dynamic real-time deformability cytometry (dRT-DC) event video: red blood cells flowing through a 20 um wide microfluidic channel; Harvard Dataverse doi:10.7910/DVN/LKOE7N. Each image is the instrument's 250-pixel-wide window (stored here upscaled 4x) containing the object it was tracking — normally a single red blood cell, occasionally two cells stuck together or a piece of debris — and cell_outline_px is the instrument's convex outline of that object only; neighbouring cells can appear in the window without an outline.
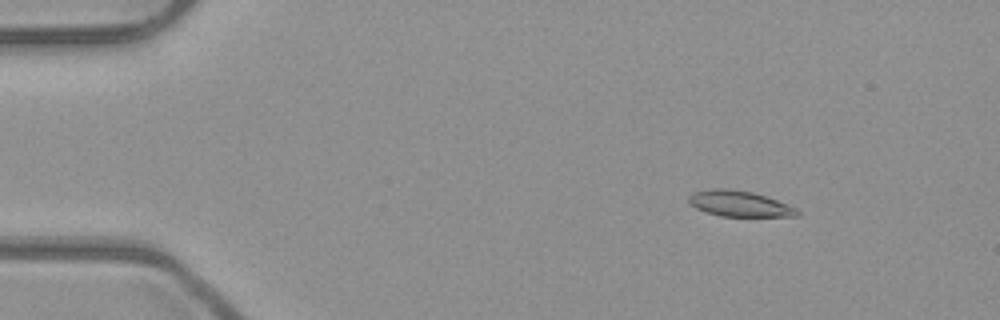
{"species": "common noctule bat (a hibernating species)", "species_latin": "Nyctalus noctula", "temperature_condition": "room temperature", "stored_images_in_passage": 53, "camera_frame_rate_fps": 3000, "um_per_image_px": 0.085, "animal": {"sex": "male", "body_mass_g": 23.1, "forearm_length_mm": 52.7}, "frame": {"image": 1, "passage_image": 8, "time_ms": 2.333, "image_size_px": [1000, 320], "cell_outline_px": [[800, 216], [720, 216], [696, 208], [688, 200], [688, 196], [696, 192], [712, 188], [728, 188], [752, 192], [776, 200], [796, 208], [800, 212]], "centroid_in_image_um": [62.86, 17.31], "position_along_channel_um": 22.1, "area_um2": 16.01}}
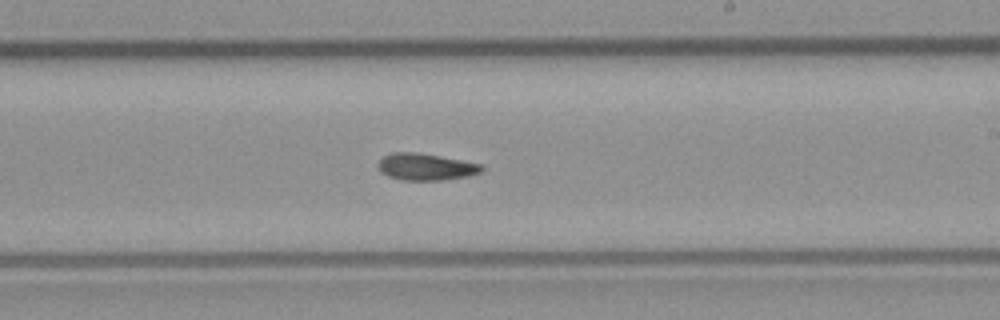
{"frame": {"image": 2, "passage_image": 32, "time_ms": 10.333, "image_size_px": [1000, 320], "cell_outline_px": [[484, 168], [480, 172], [468, 176], [440, 180], [404, 180], [388, 176], [380, 172], [376, 164], [384, 156], [392, 152], [416, 152], [440, 156], [480, 164]], "centroid_in_image_um": [36.14, 14.18], "position_along_channel_um": 252.9, "area_um2": 16.07}}
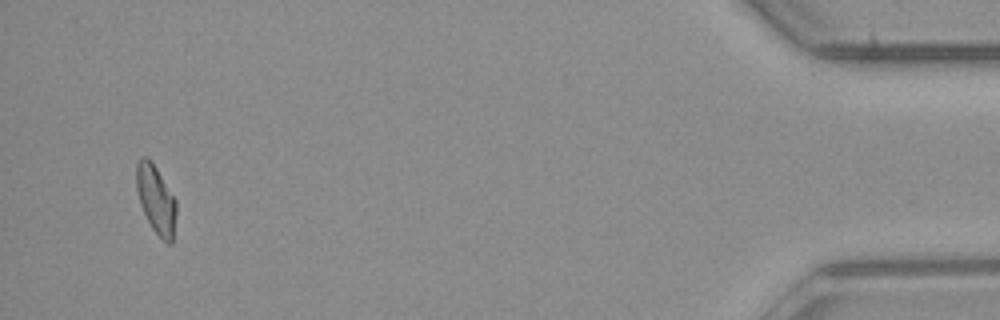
{"frame": {"image": 3, "passage_image": 51, "time_ms": 16.667, "image_size_px": [1000, 320], "cell_outline_px": [[176, 212], [172, 244], [168, 244], [152, 228], [140, 204], [136, 188], [136, 164], [140, 156], [144, 156], [156, 168], [176, 200]], "centroid_in_image_um": [13.25, 16.95], "position_along_channel_um": 422.0, "area_um2": 15.55}}